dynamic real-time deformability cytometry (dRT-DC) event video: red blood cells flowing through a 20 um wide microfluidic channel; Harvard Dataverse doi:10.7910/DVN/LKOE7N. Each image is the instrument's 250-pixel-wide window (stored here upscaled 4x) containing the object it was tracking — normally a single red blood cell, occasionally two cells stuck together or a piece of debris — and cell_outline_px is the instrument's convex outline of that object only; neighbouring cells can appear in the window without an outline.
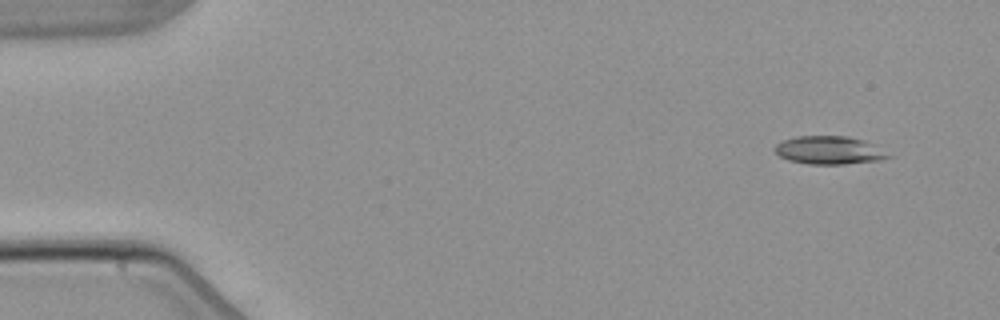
{"species": "common noctule bat (a hibernating species)", "species_latin": "Nyctalus noctula", "temperature_condition": "warm", "stored_images_in_passage": 5, "camera_frame_rate_fps": 3000, "um_per_image_px": 0.085, "animal": {"sex": "male", "body_mass_g": 21.5, "forearm_length_mm": 52.0}, "frame": {"image": 1, "passage_image": 1, "time_ms": 0.0, "image_size_px": [1000, 320], "cell_outline_px": [[896, 156], [880, 160], [844, 164], [808, 164], [788, 160], [780, 156], [772, 148], [776, 144], [784, 140], [796, 136], [848, 136], [864, 140], [876, 144]], "centroid_in_image_um": [70.55, 12.77], "position_along_channel_um": 14.4, "area_um2": 18.96}}
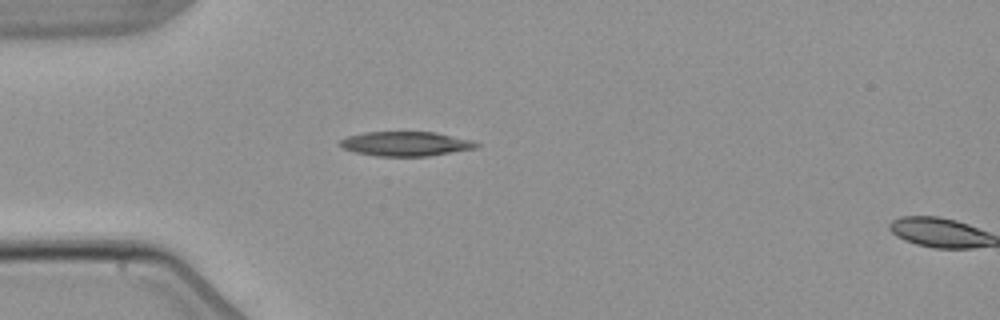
{"frame": {"image": 2, "passage_image": 4, "time_ms": 3.667, "image_size_px": [1000, 320], "cell_outline_px": [[480, 144], [476, 148], [428, 156], [376, 156], [356, 152], [344, 148], [336, 144], [340, 140], [348, 136], [364, 132], [436, 132], [472, 140]], "centroid_in_image_um": [34.47, 12.22], "position_along_channel_um": 50.5, "area_um2": 19.42}}